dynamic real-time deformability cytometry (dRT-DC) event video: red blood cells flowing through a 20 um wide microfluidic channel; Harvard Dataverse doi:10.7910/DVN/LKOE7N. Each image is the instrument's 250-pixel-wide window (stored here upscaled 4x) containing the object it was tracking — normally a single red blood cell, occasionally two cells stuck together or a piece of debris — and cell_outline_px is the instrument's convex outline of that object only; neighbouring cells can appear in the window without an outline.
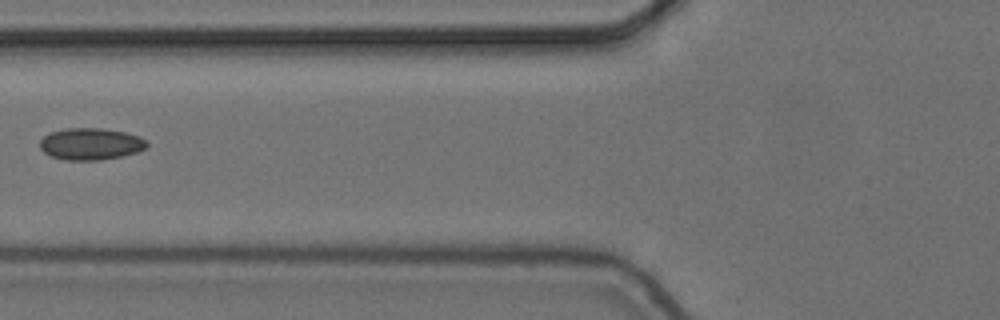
{"species": "common noctule bat (a hibernating species)", "species_latin": "Nyctalus noctula", "temperature_condition": "cold", "stored_images_in_passage": 7, "camera_frame_rate_fps": 3000, "um_per_image_px": 0.085, "animal": {"sex": "female", "body_mass_g": 24.6, "forearm_length_mm": 56.2}, "frame": {"image": 1, "passage_image": 6, "time_ms": 1.667, "image_size_px": [1000, 320], "cell_outline_px": [[148, 148], [124, 156], [100, 160], [64, 160], [52, 156], [44, 152], [40, 148], [40, 140], [44, 136], [52, 132], [64, 128], [100, 128], [124, 132], [140, 136], [148, 140]], "centroid_in_image_um": [7.75, 12.24], "position_along_channel_um": 118.1, "area_um2": 20.0}}
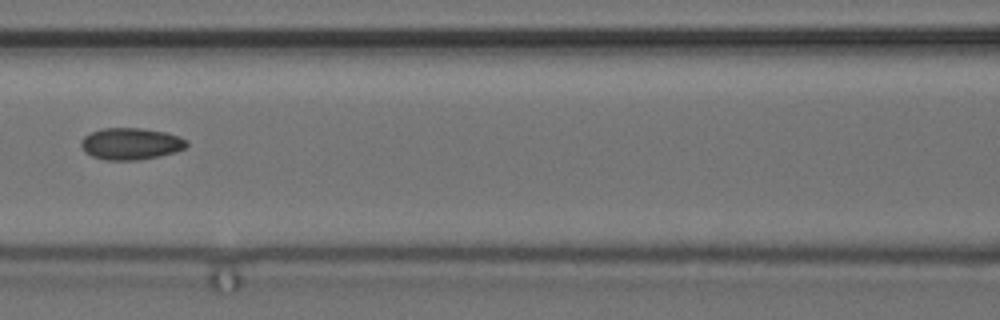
{"frame": {"image": 2, "passage_image": 7, "time_ms": 2.0, "image_size_px": [1000, 320], "cell_outline_px": [[188, 144], [184, 148], [176, 152], [160, 156], [140, 160], [104, 160], [92, 156], [84, 152], [80, 144], [80, 140], [84, 136], [92, 132], [104, 128], [140, 128], [164, 132], [180, 136], [188, 140]], "centroid_in_image_um": [11.12, 12.23], "position_along_channel_um": 155.5, "area_um2": 19.71}}